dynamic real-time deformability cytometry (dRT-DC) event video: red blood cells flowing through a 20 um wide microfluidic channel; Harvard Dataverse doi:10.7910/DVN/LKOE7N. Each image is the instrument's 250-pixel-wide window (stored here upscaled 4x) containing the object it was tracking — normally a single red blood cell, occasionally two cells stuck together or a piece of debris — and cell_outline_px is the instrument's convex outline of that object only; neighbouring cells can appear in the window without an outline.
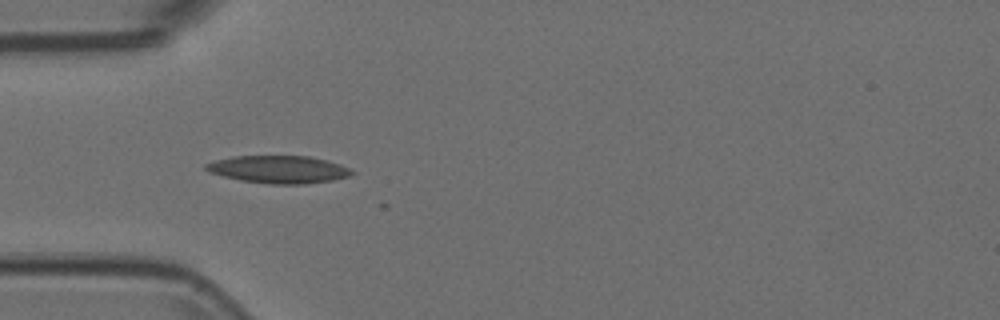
{"species": "Egyptian fruit bat (a non-hibernating species)", "species_latin": "Rousettus aegyptiacus", "temperature_condition": "room temperature", "stored_images_in_passage": 10, "camera_frame_rate_fps": 3000, "um_per_image_px": 0.085, "animal": {"sex": "female"}, "frame": {"image": 1, "passage_image": 1, "time_ms": 0.0, "image_size_px": [1000, 320], "cell_outline_px": [[356, 172], [352, 176], [332, 180], [308, 184], [272, 184], [240, 180], [208, 172], [204, 168], [204, 164], [216, 160], [232, 156], [308, 156], [340, 164]], "centroid_in_image_um": [23.69, 14.4], "position_along_channel_um": 61.3, "area_um2": 23.47}}
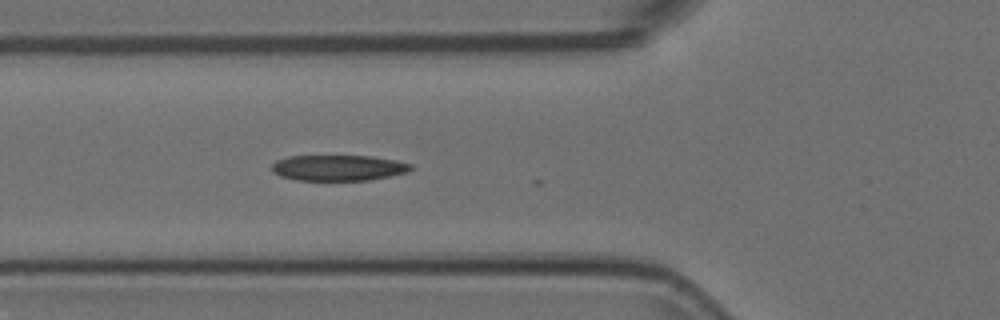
{"frame": {"image": 2, "passage_image": 4, "time_ms": 1.0, "image_size_px": [1000, 320], "cell_outline_px": [[416, 168], [408, 172], [368, 180], [296, 180], [280, 176], [272, 172], [272, 164], [276, 160], [288, 156], [372, 156], [396, 160], [412, 164]], "centroid_in_image_um": [28.77, 14.26], "position_along_channel_um": 97.0, "area_um2": 20.98}}
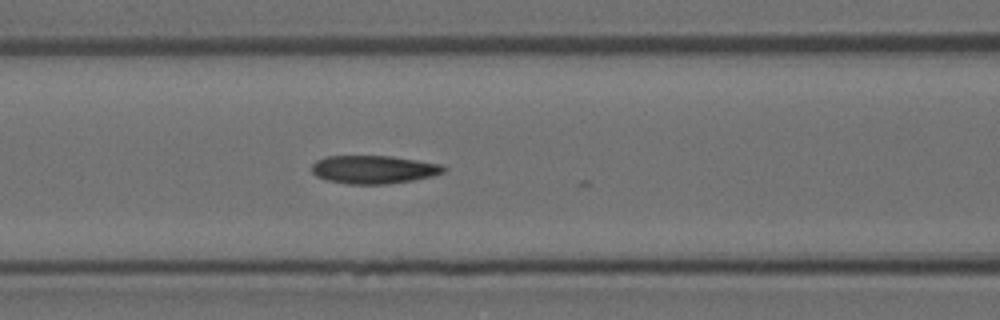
{"frame": {"image": 3, "passage_image": 7, "time_ms": 2.0, "image_size_px": [1000, 320], "cell_outline_px": [[448, 168], [444, 172], [432, 176], [412, 180], [388, 184], [348, 184], [328, 180], [316, 176], [312, 172], [312, 164], [316, 160], [328, 156], [388, 156], [416, 160], [440, 164]], "centroid_in_image_um": [31.76, 14.41], "position_along_channel_um": 134.8, "area_um2": 21.56}}